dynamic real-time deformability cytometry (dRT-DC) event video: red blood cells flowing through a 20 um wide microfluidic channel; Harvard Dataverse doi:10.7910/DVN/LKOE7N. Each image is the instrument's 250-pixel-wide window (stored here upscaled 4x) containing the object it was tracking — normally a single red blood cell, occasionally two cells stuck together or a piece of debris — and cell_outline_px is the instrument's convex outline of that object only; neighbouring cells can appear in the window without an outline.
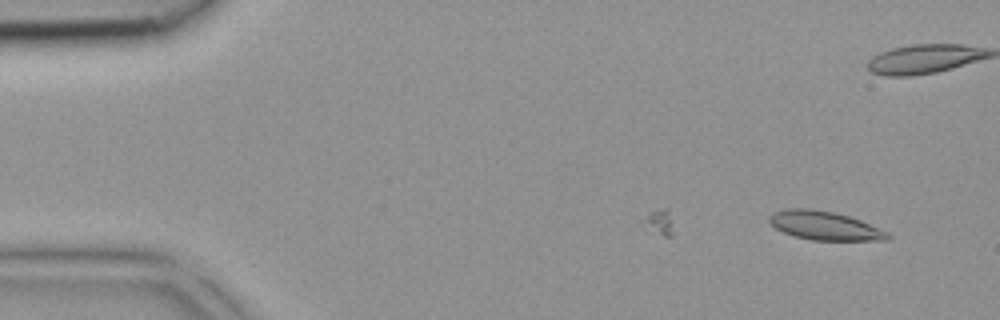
{"species": "common noctule bat (a hibernating species)", "species_latin": "Nyctalus noctula", "temperature_condition": "room temperature", "stored_images_in_passage": 8, "camera_frame_rate_fps": 3000, "um_per_image_px": 0.085, "animal": {"sex": "female", "body_mass_g": 18.4}, "frame": {"image": 1, "passage_image": 8, "time_ms": 2.333, "image_size_px": [1000, 320], "cell_outline_px": [[892, 236], [888, 240], [812, 240], [792, 236], [776, 228], [768, 220], [768, 216], [772, 212], [788, 208], [808, 208], [832, 212], [848, 216], [860, 220], [888, 232]], "centroid_in_image_um": [70.07, 19.18], "position_along_channel_um": 14.9, "area_um2": 19.77}}